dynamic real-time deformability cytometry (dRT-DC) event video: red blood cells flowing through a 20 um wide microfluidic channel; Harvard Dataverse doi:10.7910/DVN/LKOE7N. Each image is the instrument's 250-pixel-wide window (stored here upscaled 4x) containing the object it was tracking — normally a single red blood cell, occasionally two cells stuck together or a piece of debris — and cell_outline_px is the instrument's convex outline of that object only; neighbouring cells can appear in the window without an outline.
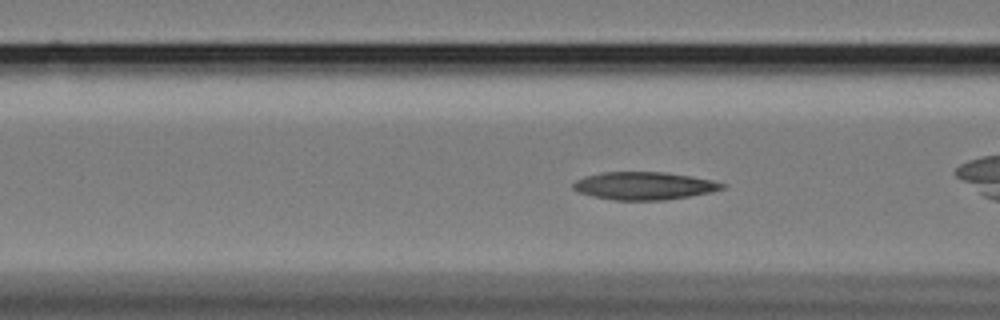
{"species": "Egyptian fruit bat (a non-hibernating species)", "species_latin": "Rousettus aegyptiacus", "temperature_condition": "cold", "stored_images_in_passage": 48, "camera_frame_rate_fps": 3000, "um_per_image_px": 0.085, "animal": {"sex": "female"}, "frame": {"image": 1, "passage_image": 11, "time_ms": 3.333, "image_size_px": [1000, 320], "cell_outline_px": [[728, 184], [724, 188], [712, 192], [664, 200], [612, 200], [592, 196], [580, 192], [572, 188], [572, 184], [576, 180], [584, 176], [604, 172], [664, 172], [712, 180]], "centroid_in_image_um": [54.74, 15.79], "position_along_channel_um": 111.9, "area_um2": 24.04}}
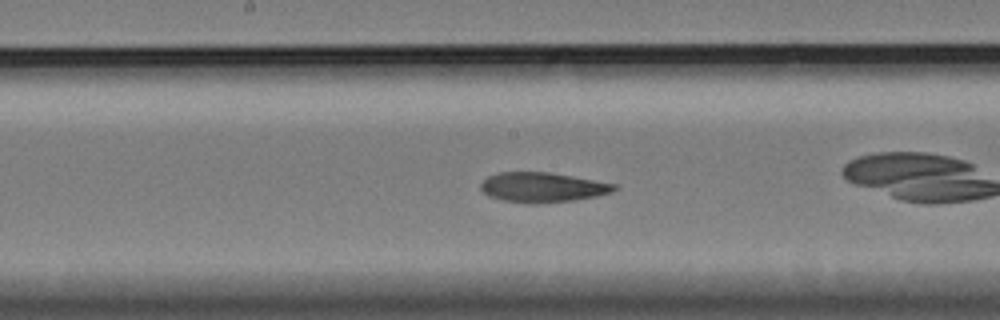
{"frame": {"image": 2, "passage_image": 19, "time_ms": 6.0, "image_size_px": [1000, 320], "cell_outline_px": [[620, 188], [612, 192], [596, 196], [576, 200], [536, 204], [528, 204], [504, 200], [488, 196], [480, 188], [480, 184], [488, 176], [500, 172], [548, 172], [620, 184]], "centroid_in_image_um": [46.17, 15.93], "position_along_channel_um": 202.0, "area_um2": 23.47}}
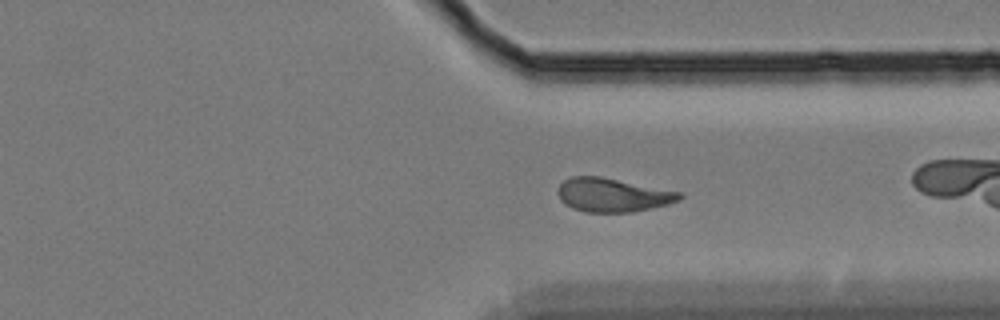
{"frame": {"image": 3, "passage_image": 33, "time_ms": 10.667, "image_size_px": [1000, 320], "cell_outline_px": [[684, 196], [680, 200], [668, 204], [652, 208], [632, 212], [584, 212], [572, 208], [564, 204], [560, 200], [556, 192], [560, 184], [564, 180], [572, 176], [600, 176], [684, 192]], "centroid_in_image_um": [52.09, 16.57], "position_along_channel_um": 359.3, "area_um2": 24.28}}